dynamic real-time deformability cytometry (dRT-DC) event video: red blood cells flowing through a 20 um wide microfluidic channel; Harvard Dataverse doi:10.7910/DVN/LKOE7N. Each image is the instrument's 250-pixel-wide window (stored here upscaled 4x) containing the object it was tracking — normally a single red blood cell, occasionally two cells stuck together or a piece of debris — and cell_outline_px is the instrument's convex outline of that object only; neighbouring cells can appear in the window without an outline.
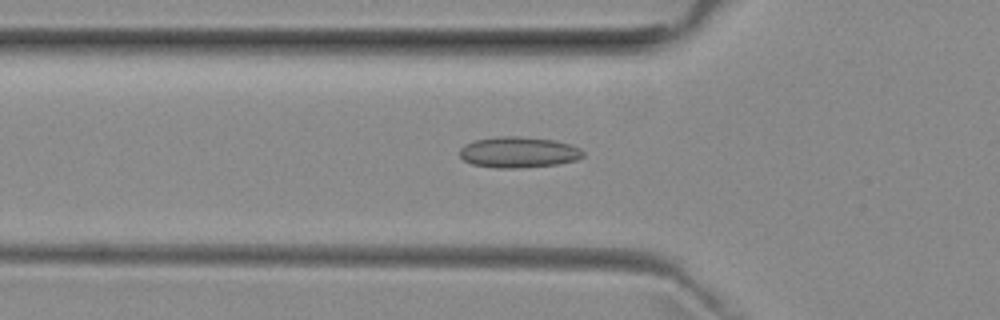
{"species": "common noctule bat (a hibernating species)", "species_latin": "Nyctalus noctula", "temperature_condition": "room temperature", "stored_images_in_passage": 39, "camera_frame_rate_fps": 3000, "um_per_image_px": 0.085, "animal": {"sex": "female", "body_mass_g": 29.2, "forearm_length_mm": 56.3}, "frame": {"image": 1, "passage_image": 11, "time_ms": 3.333, "image_size_px": [1000, 320], "cell_outline_px": [[584, 156], [576, 160], [556, 164], [524, 168], [496, 168], [472, 164], [464, 160], [460, 156], [460, 148], [464, 144], [476, 140], [496, 136], [520, 136], [556, 140], [572, 144], [580, 148], [584, 152]], "centroid_in_image_um": [44.09, 12.93], "position_along_channel_um": 81.7, "area_um2": 22.48}}
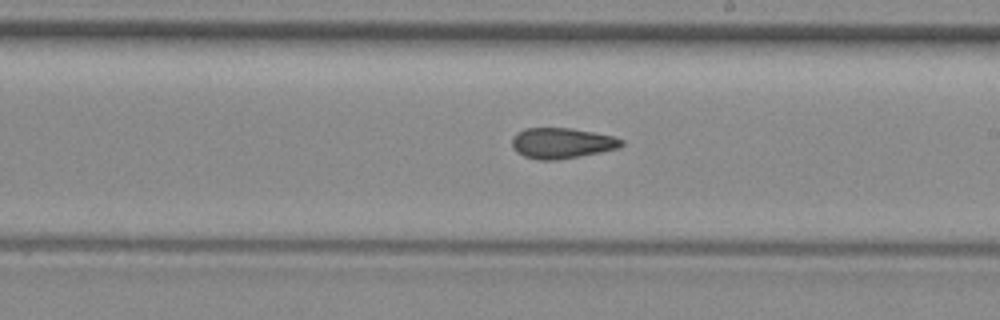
{"frame": {"image": 2, "passage_image": 23, "time_ms": 7.333, "image_size_px": [1000, 320], "cell_outline_px": [[624, 144], [616, 148], [600, 152], [556, 160], [540, 160], [524, 156], [516, 152], [512, 148], [512, 136], [516, 132], [524, 128], [572, 128], [612, 136], [624, 140]], "centroid_in_image_um": [47.7, 12.16], "position_along_channel_um": 241.3, "area_um2": 19.48}}
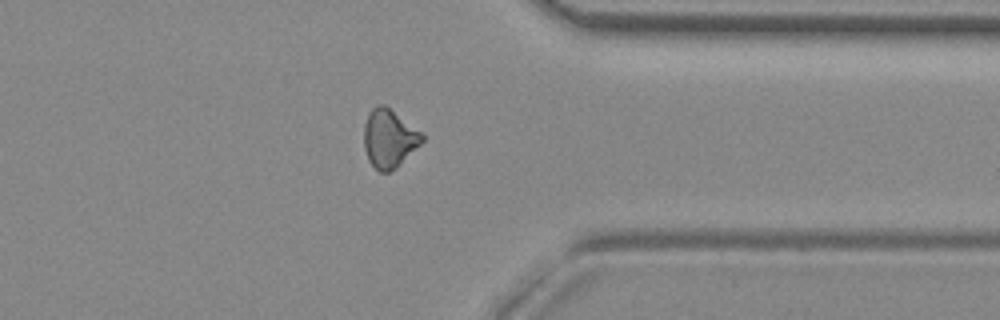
{"frame": {"image": 3, "passage_image": 34, "time_ms": 11.0, "image_size_px": [1000, 320], "cell_outline_px": [[424, 140], [396, 168], [388, 172], [380, 172], [368, 160], [364, 148], [364, 124], [368, 112], [372, 108], [380, 104], [384, 104], [420, 132], [424, 136]], "centroid_in_image_um": [33.04, 11.77], "position_along_channel_um": 378.4, "area_um2": 19.48}}